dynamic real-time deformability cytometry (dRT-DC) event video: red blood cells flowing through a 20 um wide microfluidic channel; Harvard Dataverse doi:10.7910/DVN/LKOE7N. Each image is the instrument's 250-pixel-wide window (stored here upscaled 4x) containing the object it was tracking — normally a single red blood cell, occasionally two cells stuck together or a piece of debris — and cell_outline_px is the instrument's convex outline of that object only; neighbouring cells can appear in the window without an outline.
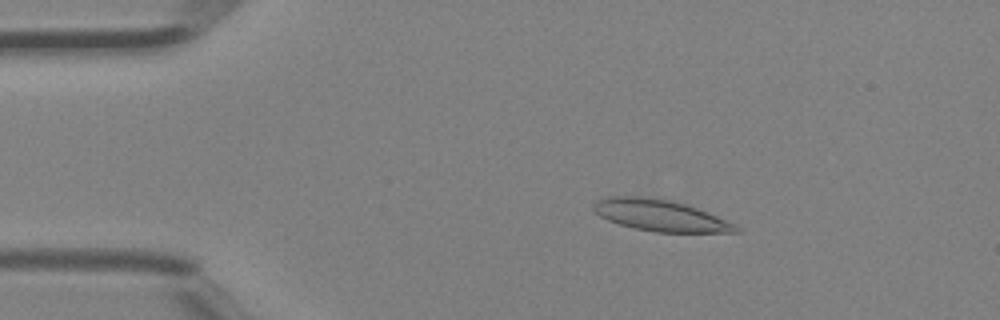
{"species": "Egyptian fruit bat (a non-hibernating species)", "species_latin": "Rousettus aegyptiacus", "temperature_condition": "room temperature", "stored_images_in_passage": 5, "camera_frame_rate_fps": 3000, "um_per_image_px": 0.085, "animal": {"sex": "female"}, "frame": {"image": 1, "passage_image": 3, "time_ms": 0.667, "image_size_px": [1000, 320], "cell_outline_px": [[740, 232], [656, 232], [636, 228], [620, 224], [608, 220], [600, 216], [592, 208], [592, 204], [596, 200], [604, 196], [640, 196], [668, 200], [684, 204], [696, 208], [716, 216], [740, 228]], "centroid_in_image_um": [56.04, 18.3], "position_along_channel_um": 29.0, "area_um2": 25.61}}